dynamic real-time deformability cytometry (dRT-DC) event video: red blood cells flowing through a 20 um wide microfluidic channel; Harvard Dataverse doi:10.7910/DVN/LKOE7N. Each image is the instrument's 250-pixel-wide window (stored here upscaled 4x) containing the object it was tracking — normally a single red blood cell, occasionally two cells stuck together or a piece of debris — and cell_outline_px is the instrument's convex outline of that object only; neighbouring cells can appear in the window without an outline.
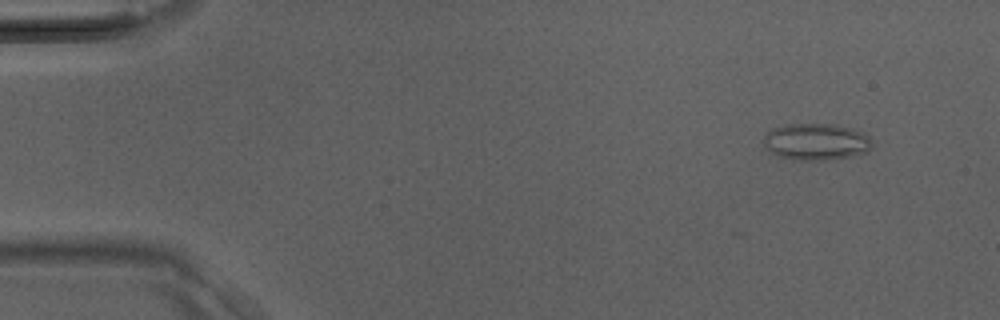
{"species": "Egyptian fruit bat (a non-hibernating species)", "species_latin": "Rousettus aegyptiacus", "temperature_condition": "room temperature", "stored_images_in_passage": 10, "camera_frame_rate_fps": 3000, "um_per_image_px": 0.085, "animal": {"sex": "male"}, "frame": {"image": 1, "passage_image": 4, "time_ms": 1.0, "image_size_px": [1000, 320], "cell_outline_px": [[872, 144], [868, 152], [848, 156], [824, 160], [796, 160], [780, 156], [764, 148], [764, 136], [772, 128], [788, 124], [836, 124], [864, 132], [872, 140]], "centroid_in_image_um": [69.38, 12.04], "position_along_channel_um": 15.6, "area_um2": 23.18}}